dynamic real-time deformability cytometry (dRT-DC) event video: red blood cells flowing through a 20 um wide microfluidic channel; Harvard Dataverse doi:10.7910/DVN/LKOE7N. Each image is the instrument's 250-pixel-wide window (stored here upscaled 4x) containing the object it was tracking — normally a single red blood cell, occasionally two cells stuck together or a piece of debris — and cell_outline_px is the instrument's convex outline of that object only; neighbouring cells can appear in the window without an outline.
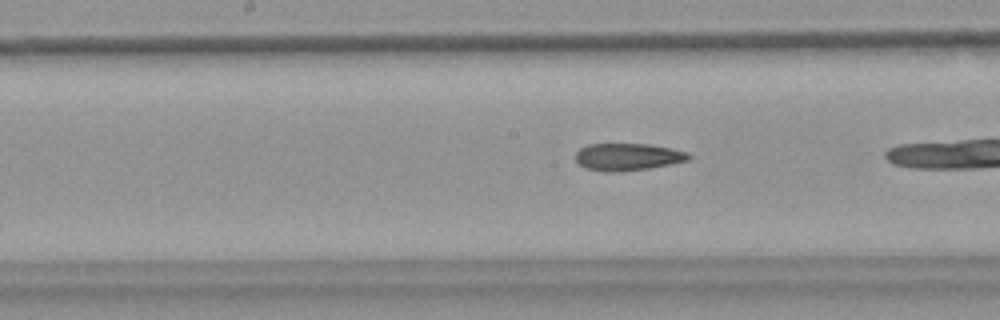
{"species": "common noctule bat (a hibernating species)", "species_latin": "Nyctalus noctula", "temperature_condition": "warm", "stored_images_in_passage": 31, "camera_frame_rate_fps": 3000, "um_per_image_px": 0.085, "animal": {"sex": "female", "body_mass_g": 18.4}, "frame": {"image": 1, "passage_image": 22, "time_ms": 7.0, "image_size_px": [1000, 320], "cell_outline_px": [[692, 156], [688, 160], [648, 168], [588, 168], [580, 164], [576, 160], [576, 152], [580, 148], [588, 144], [648, 144], [672, 148], [688, 152]], "centroid_in_image_um": [53.43, 13.26], "position_along_channel_um": 194.8, "area_um2": 16.76}}